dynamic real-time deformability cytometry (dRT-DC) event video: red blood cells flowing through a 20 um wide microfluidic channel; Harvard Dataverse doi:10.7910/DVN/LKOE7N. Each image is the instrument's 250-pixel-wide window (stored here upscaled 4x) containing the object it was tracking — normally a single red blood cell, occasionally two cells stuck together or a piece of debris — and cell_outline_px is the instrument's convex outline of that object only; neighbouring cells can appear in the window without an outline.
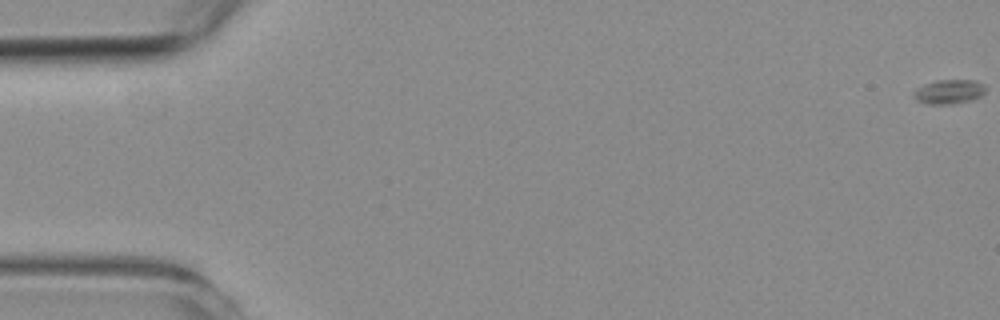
{"species": "common noctule bat (a hibernating species)", "species_latin": "Nyctalus noctula", "temperature_condition": "room temperature", "stored_images_in_passage": 18, "camera_frame_rate_fps": 3000, "um_per_image_px": 0.085, "animal": {"sex": "female", "body_mass_g": 19.3, "forearm_length_mm": 54.1}, "frame": {"image": 1, "passage_image": 1, "time_ms": 0.0, "image_size_px": [1000, 320], "cell_outline_px": [[984, 92], [980, 96], [972, 100], [952, 104], [928, 104], [916, 100], [912, 96], [912, 92], [916, 88], [924, 84], [936, 80], [976, 80], [984, 84]], "centroid_in_image_um": [80.62, 7.79], "position_along_channel_um": 4.4, "area_um2": 10.29}}